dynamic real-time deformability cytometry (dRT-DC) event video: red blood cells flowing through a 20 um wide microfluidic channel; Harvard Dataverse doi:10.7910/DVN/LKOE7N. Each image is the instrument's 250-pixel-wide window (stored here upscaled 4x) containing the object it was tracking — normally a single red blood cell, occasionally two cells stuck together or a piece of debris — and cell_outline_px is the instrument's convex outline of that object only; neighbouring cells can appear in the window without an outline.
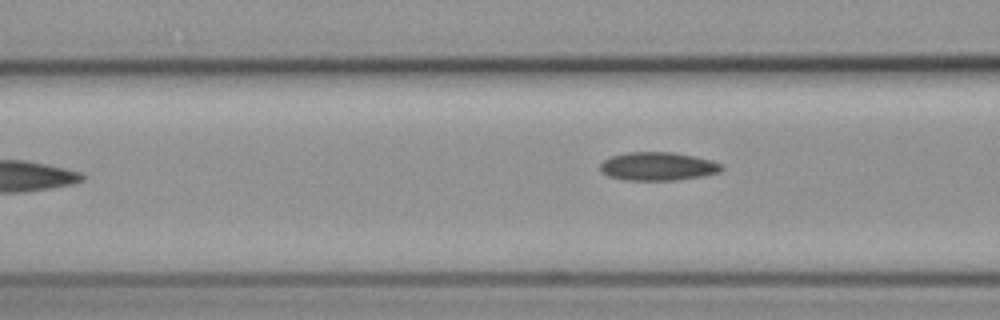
{"species": "common noctule bat (a hibernating species)", "species_latin": "Nyctalus noctula", "temperature_condition": "cold", "stored_images_in_passage": 8, "camera_frame_rate_fps": 3000, "um_per_image_px": 0.085, "animal": {"sex": "female", "body_mass_g": 19.3, "forearm_length_mm": 54.1}, "frame": {"image": 1, "passage_image": 8, "time_ms": 8.333, "image_size_px": [1000, 320], "cell_outline_px": [[724, 168], [720, 172], [704, 176], [680, 180], [624, 180], [608, 176], [600, 172], [600, 164], [604, 160], [612, 156], [628, 152], [672, 152], [696, 156], [712, 160], [724, 164]], "centroid_in_image_um": [55.96, 14.14], "position_along_channel_um": 110.6, "area_um2": 20.4}}